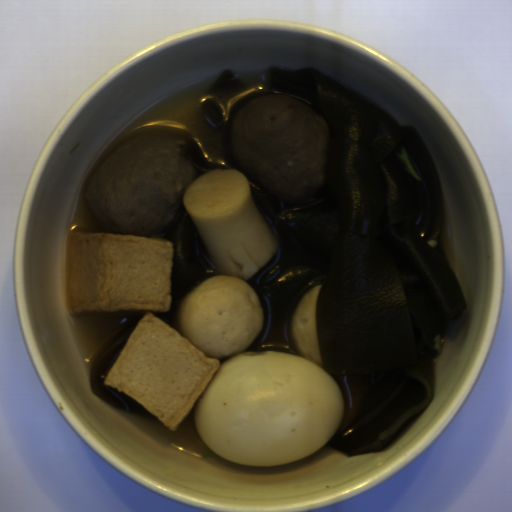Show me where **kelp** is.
I'll list each match as a JSON object with an SVG mask.
<instances>
[{
    "instance_id": "1",
    "label": "kelp",
    "mask_w": 512,
    "mask_h": 512,
    "mask_svg": "<svg viewBox=\"0 0 512 512\" xmlns=\"http://www.w3.org/2000/svg\"><path fill=\"white\" fill-rule=\"evenodd\" d=\"M290 97L328 130L323 184L300 201L235 170L278 250L248 281L262 326L242 353L300 355L292 317L321 285L315 323L321 363L337 383L343 419L325 444L347 456L381 451L430 404L433 339L468 303L445 251L444 191L412 126L358 90L314 69H268V96ZM301 357V355H300Z\"/></svg>"
},
{
    "instance_id": "2",
    "label": "kelp",
    "mask_w": 512,
    "mask_h": 512,
    "mask_svg": "<svg viewBox=\"0 0 512 512\" xmlns=\"http://www.w3.org/2000/svg\"><path fill=\"white\" fill-rule=\"evenodd\" d=\"M147 313H139L125 326L98 347L88 366L92 393L103 398L118 409L160 421L136 400L112 386H105L107 375L129 342L135 328ZM161 422V421H160Z\"/></svg>"
},
{
    "instance_id": "3",
    "label": "kelp",
    "mask_w": 512,
    "mask_h": 512,
    "mask_svg": "<svg viewBox=\"0 0 512 512\" xmlns=\"http://www.w3.org/2000/svg\"><path fill=\"white\" fill-rule=\"evenodd\" d=\"M193 219L187 212L176 226L171 244L172 260L181 283L192 285L202 281L204 272L199 262L193 228Z\"/></svg>"
},
{
    "instance_id": "4",
    "label": "kelp",
    "mask_w": 512,
    "mask_h": 512,
    "mask_svg": "<svg viewBox=\"0 0 512 512\" xmlns=\"http://www.w3.org/2000/svg\"><path fill=\"white\" fill-rule=\"evenodd\" d=\"M201 115L206 123L213 128H220L223 126L225 119L222 108L214 100H207L201 107Z\"/></svg>"
},
{
    "instance_id": "5",
    "label": "kelp",
    "mask_w": 512,
    "mask_h": 512,
    "mask_svg": "<svg viewBox=\"0 0 512 512\" xmlns=\"http://www.w3.org/2000/svg\"><path fill=\"white\" fill-rule=\"evenodd\" d=\"M243 87V84L228 69L221 72L218 79L208 88V92H225L234 88Z\"/></svg>"
}]
</instances>
